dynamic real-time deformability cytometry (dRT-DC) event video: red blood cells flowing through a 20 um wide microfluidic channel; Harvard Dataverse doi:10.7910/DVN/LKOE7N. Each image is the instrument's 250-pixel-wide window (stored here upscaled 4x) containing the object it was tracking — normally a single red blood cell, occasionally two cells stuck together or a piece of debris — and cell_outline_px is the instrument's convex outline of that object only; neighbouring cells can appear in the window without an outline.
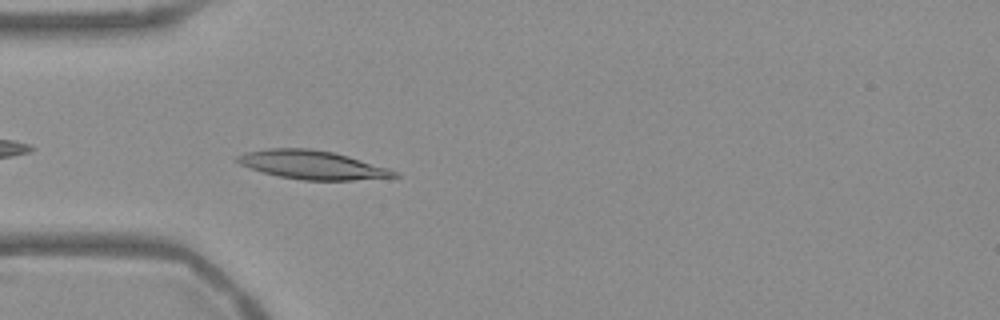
{"species": "Egyptian fruit bat (a non-hibernating species)", "species_latin": "Rousettus aegyptiacus", "temperature_condition": "warm", "stored_images_in_passage": 41, "camera_frame_rate_fps": 3000, "um_per_image_px": 0.085, "frame": {"image": 1, "passage_image": 3, "time_ms": 0.667, "image_size_px": [1000, 320], "cell_outline_px": [[400, 176], [352, 180], [304, 180], [280, 176], [248, 168], [232, 160], [236, 156], [244, 152], [268, 148], [308, 148], [332, 152], [348, 156], [388, 168], [400, 172]], "centroid_in_image_um": [26.49, 14.0], "position_along_channel_um": 58.5, "area_um2": 26.13}}
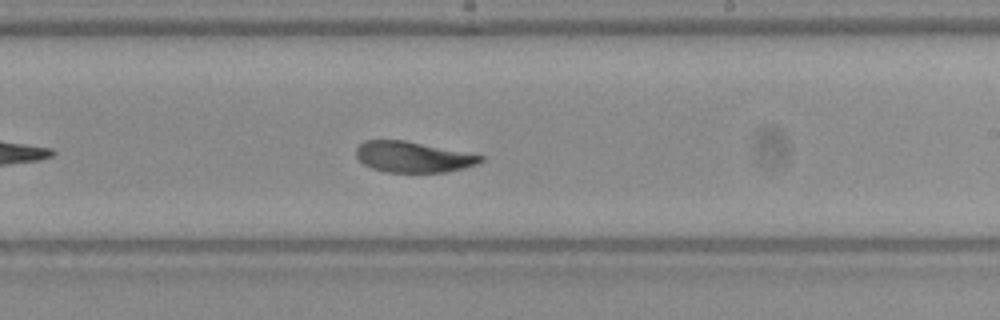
{"frame": {"image": 2, "passage_image": 19, "time_ms": 6.0, "image_size_px": [1000, 320], "cell_outline_px": [[484, 160], [476, 164], [464, 168], [448, 172], [384, 172], [372, 168], [364, 164], [356, 156], [356, 148], [364, 140], [404, 140], [484, 156]], "centroid_in_image_um": [35.08, 13.35], "position_along_channel_um": 253.9, "area_um2": 22.2}}
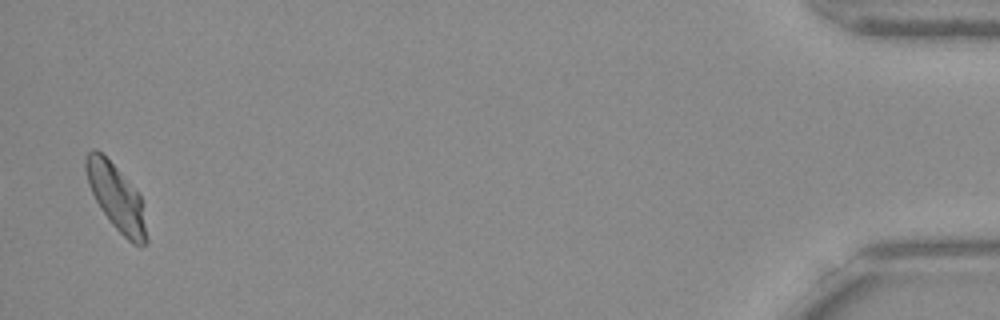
{"frame": {"image": 3, "passage_image": 40, "time_ms": 13.0, "image_size_px": [1000, 320], "cell_outline_px": [[148, 244], [140, 248], [132, 244], [112, 224], [100, 208], [88, 184], [84, 168], [84, 156], [92, 148], [96, 148], [116, 168], [140, 196], [148, 240]], "centroid_in_image_um": [9.86, 16.81], "position_along_channel_um": 425.3, "area_um2": 23.0}, "authors_computed_cell_mechanics": {"area_um2": 23.5246, "velocity_mm_per_s": 3.7233, "shape_relaxation_time_tau1_ms": 9.9699, "shape_relaxation_time_tau2_ms": 1.5287, "deformation_change_tau1": 0.2465, "deformation_change_tau2": 0.0506}}